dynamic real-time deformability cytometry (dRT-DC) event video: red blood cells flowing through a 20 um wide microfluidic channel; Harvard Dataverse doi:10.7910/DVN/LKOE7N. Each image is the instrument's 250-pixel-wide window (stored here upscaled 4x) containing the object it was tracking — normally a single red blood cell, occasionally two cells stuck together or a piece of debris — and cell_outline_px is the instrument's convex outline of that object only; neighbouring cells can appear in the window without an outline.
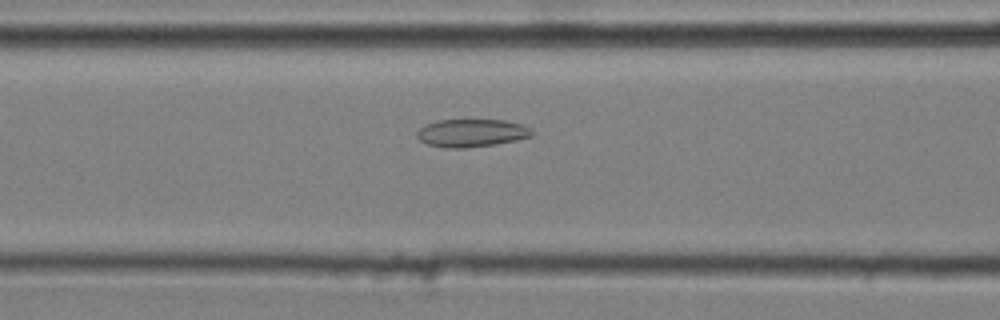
{"species": "common noctule bat (a hibernating species)", "species_latin": "Nyctalus noctula", "temperature_condition": "cold", "stored_images_in_passage": 39, "camera_frame_rate_fps": 3000, "um_per_image_px": 0.085, "animal": {"sex": "male", "body_mass_g": 20.4}, "frame": {"image": 1, "passage_image": 13, "time_ms": 4.0, "image_size_px": [1000, 320], "cell_outline_px": [[536, 132], [532, 136], [516, 140], [492, 144], [464, 148], [448, 148], [428, 144], [420, 140], [416, 136], [416, 132], [420, 128], [428, 124], [440, 120], [504, 120], [520, 124], [532, 128]], "centroid_in_image_um": [40.11, 11.3], "position_along_channel_um": 126.5, "area_um2": 18.5}}
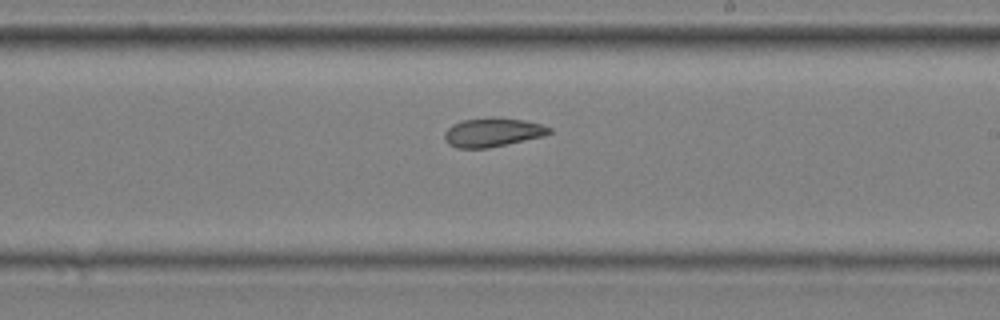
{"frame": {"image": 2, "passage_image": 23, "time_ms": 7.333, "image_size_px": [1000, 320], "cell_outline_px": [[552, 132], [544, 136], [488, 148], [456, 148], [448, 144], [444, 140], [444, 132], [452, 124], [464, 120], [492, 116], [524, 120], [540, 124], [552, 128]], "centroid_in_image_um": [41.85, 11.24], "position_along_channel_um": 247.1, "area_um2": 17.8}}
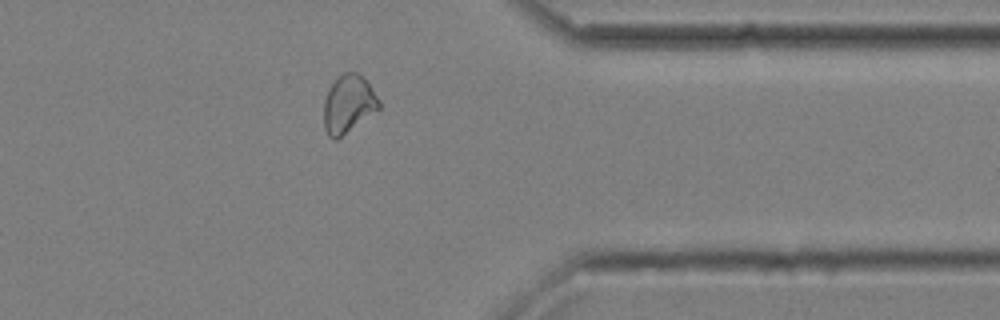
{"frame": {"image": 3, "passage_image": 35, "time_ms": 11.333, "image_size_px": [1000, 320], "cell_outline_px": [[380, 108], [336, 140], [332, 140], [328, 136], [324, 128], [324, 100], [336, 76], [344, 72], [356, 72], [368, 80], [380, 100]], "centroid_in_image_um": [29.62, 8.82], "position_along_channel_um": 381.8, "area_um2": 18.73}, "authors_computed_cell_mechanics": {"area_um2": 18.3804, "velocity_mm_per_s": 3.628, "shape_relaxation_time_tau1_ms": null, "shape_relaxation_time_tau2_ms": 2.1128, "deformation_change_tau1": null, "deformation_change_tau2": 0.0744}}